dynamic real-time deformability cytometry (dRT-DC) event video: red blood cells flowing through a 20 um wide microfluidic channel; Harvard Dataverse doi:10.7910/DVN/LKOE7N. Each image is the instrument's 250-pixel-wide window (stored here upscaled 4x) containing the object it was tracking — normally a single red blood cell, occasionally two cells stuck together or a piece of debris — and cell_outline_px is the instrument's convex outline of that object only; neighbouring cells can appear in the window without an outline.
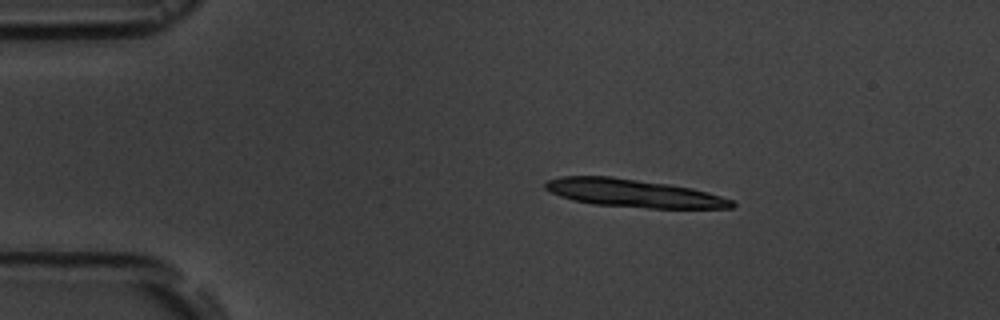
{"species": "common noctule bat (a hibernating species)", "species_latin": "Nyctalus noctula", "temperature_condition": "room temperature", "stored_images_in_passage": 4, "camera_frame_rate_fps": 3000, "um_per_image_px": 0.085, "animal": {"sex": "male", "body_mass_g": 19.5, "forearm_length_mm": 54.6}, "frame": {"image": 1, "passage_image": 2, "time_ms": 1.333, "image_size_px": [1000, 320], "cell_outline_px": [[736, 204], [732, 208], [648, 208], [592, 204], [572, 200], [560, 196], [544, 188], [544, 184], [548, 180], [560, 176], [612, 176], [668, 184], [692, 188], [708, 192], [732, 200]], "centroid_in_image_um": [53.83, 16.42], "position_along_channel_um": 31.2, "area_um2": 30.4}}